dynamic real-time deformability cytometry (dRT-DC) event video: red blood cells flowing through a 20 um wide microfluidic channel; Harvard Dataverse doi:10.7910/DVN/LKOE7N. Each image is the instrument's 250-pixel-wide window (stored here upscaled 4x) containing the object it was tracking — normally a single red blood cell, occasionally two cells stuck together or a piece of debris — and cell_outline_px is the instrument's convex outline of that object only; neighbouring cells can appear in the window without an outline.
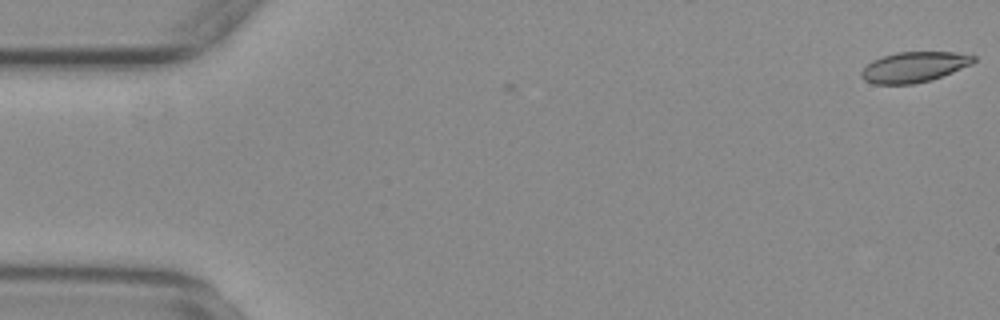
{"species": "common noctule bat (a hibernating species)", "species_latin": "Nyctalus noctula", "temperature_condition": "warm", "stored_images_in_passage": 6, "camera_frame_rate_fps": 3000, "um_per_image_px": 0.085, "animal": {"sex": "female", "body_mass_g": 29.2, "forearm_length_mm": 56.3}, "frame": {"image": 1, "passage_image": 6, "time_ms": 1.667, "image_size_px": [1000, 320], "cell_outline_px": [[976, 60], [972, 64], [932, 80], [912, 84], [872, 84], [864, 80], [860, 76], [860, 72], [872, 60], [880, 56], [896, 52], [956, 52], [976, 56]], "centroid_in_image_um": [77.67, 5.69], "position_along_channel_um": 7.3, "area_um2": 20.06}}